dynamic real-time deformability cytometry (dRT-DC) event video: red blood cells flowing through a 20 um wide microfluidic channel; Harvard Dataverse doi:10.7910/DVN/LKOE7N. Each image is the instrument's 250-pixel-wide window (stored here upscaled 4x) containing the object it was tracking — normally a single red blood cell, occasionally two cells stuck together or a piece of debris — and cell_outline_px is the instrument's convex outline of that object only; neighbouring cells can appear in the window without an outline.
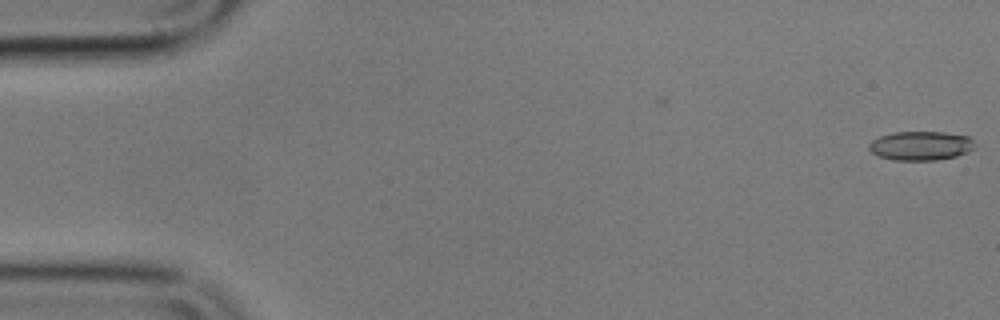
{"species": "common noctule bat (a hibernating species)", "species_latin": "Nyctalus noctula", "temperature_condition": "cold", "stored_images_in_passage": 50, "camera_frame_rate_fps": 3000, "um_per_image_px": 0.085, "animal": {"sex": "male", "body_mass_g": 17.9}, "frame": {"image": 1, "passage_image": 1, "time_ms": 0.0, "image_size_px": [1000, 320], "cell_outline_px": [[976, 144], [968, 152], [956, 156], [936, 160], [892, 160], [880, 156], [872, 152], [868, 148], [868, 144], [872, 140], [880, 136], [896, 132], [944, 132], [968, 136]], "centroid_in_image_um": [78.26, 12.39], "position_along_channel_um": 6.7, "area_um2": 17.86}}
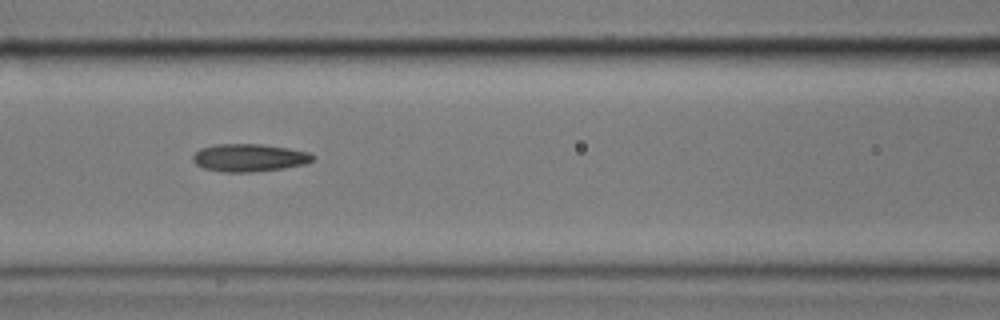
{"frame": {"image": 2, "passage_image": 24, "time_ms": 7.667, "image_size_px": [1000, 320], "cell_outline_px": [[316, 160], [304, 164], [280, 168], [252, 172], [224, 172], [204, 168], [196, 164], [192, 160], [192, 156], [200, 148], [216, 144], [264, 144], [288, 148], [308, 152], [316, 156]], "centroid_in_image_um": [21.19, 13.4], "position_along_channel_um": 145.4, "area_um2": 19.36}}
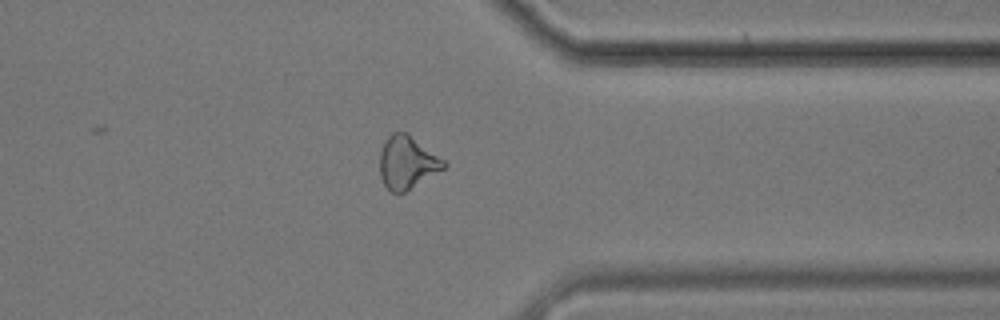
{"frame": {"image": 3, "passage_image": 44, "time_ms": 14.333, "image_size_px": [1000, 320], "cell_outline_px": [[448, 164], [444, 168], [404, 192], [392, 192], [384, 184], [380, 176], [380, 152], [384, 140], [392, 132], [408, 132], [444, 160]], "centroid_in_image_um": [34.59, 13.77], "position_along_channel_um": 376.8, "area_um2": 19.54}, "authors_computed_cell_mechanics": {"area_um2": 18.6983, "velocity_mm_per_s": 3.5674, "shape_relaxation_time_tau1_ms": 3.9997, "shape_relaxation_time_tau2_ms": 4.9555, "deformation_change_tau1": 0.1257, "deformation_change_tau2": 0.1472}}